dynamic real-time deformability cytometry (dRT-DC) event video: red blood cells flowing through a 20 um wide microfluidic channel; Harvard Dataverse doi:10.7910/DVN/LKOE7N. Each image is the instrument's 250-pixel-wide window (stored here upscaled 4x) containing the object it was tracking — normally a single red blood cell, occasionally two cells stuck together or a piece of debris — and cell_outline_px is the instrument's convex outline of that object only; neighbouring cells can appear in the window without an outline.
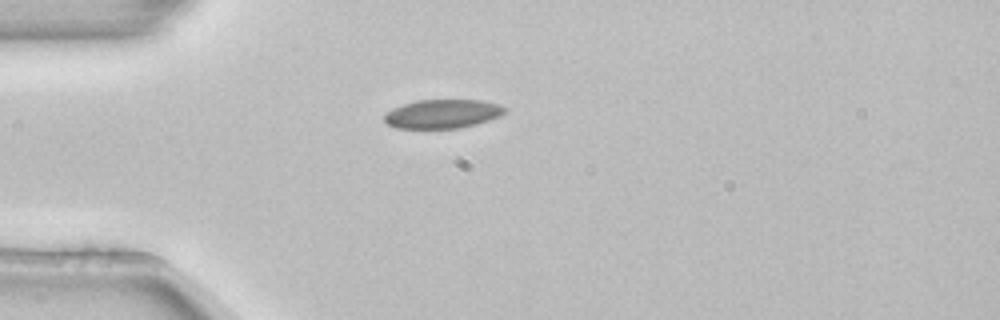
{"species": "common noctule bat (a hibernating species)", "species_latin": "Nyctalus noctula", "temperature_condition": "room temperature", "stored_images_in_passage": 1, "camera_frame_rate_fps": 3000, "um_per_image_px": 0.085, "animal": {"sex": "female", "body_mass_g": 22.7, "forearm_length_mm": 54.2}, "frame": {"image": 1, "passage_image": 1, "time_ms": 0.0, "image_size_px": [1000, 320], "cell_outline_px": [[508, 108], [500, 116], [476, 124], [460, 128], [396, 128], [388, 124], [384, 120], [384, 112], [392, 108], [404, 104], [420, 100], [480, 100], [500, 104]], "centroid_in_image_um": [37.62, 9.67], "position_along_channel_um": 47.4, "area_um2": 20.29}}